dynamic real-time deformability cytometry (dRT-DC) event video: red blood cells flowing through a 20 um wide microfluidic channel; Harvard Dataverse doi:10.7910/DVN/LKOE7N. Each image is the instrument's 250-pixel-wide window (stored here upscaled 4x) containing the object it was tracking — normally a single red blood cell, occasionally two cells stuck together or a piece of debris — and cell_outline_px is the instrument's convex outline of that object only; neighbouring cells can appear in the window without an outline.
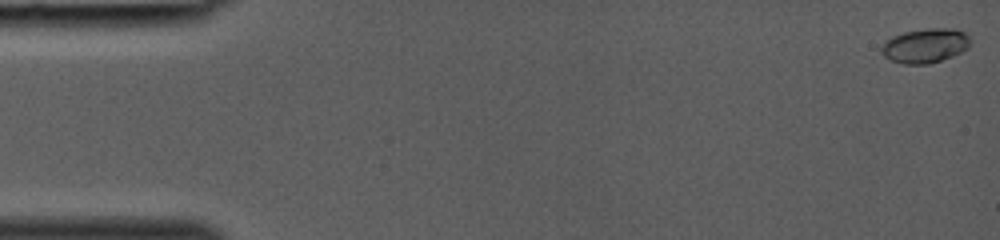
{"species": "common noctule bat (a hibernating species)", "species_latin": "Nyctalus noctula", "temperature_condition": "room temperature", "stored_images_in_passage": 40, "segment_of_instrument_passage": [1, 2], "camera_frame_rate_fps": 3000, "um_per_image_px": 0.085, "animal": {"sex": "female", "body_mass_g": 19.0, "forearm_length_mm": 53.3}, "frame": {"image": 1, "passage_image": 1, "time_ms": 0.0, "image_size_px": [1000, 240], "cell_outline_px": [[972, 40], [968, 48], [952, 56], [928, 64], [904, 64], [888, 60], [880, 52], [880, 48], [892, 36], [904, 32], [932, 28], [952, 28], [964, 32]], "centroid_in_image_um": [78.64, 3.89], "position_along_channel_um": 6.4, "area_um2": 17.8}}
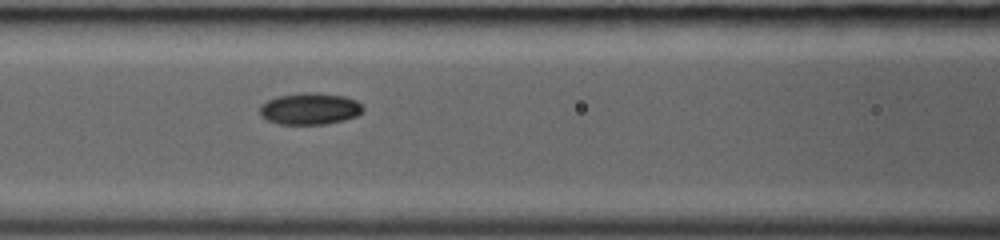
{"frame": {"image": 2, "passage_image": 18, "time_ms": 5.667, "image_size_px": [1000, 240], "cell_outline_px": [[364, 108], [356, 116], [344, 120], [324, 124], [280, 124], [268, 120], [260, 116], [260, 104], [276, 96], [304, 92], [312, 92], [344, 96], [356, 100]], "centroid_in_image_um": [26.3, 9.23], "position_along_channel_um": 140.3, "area_um2": 19.02}}
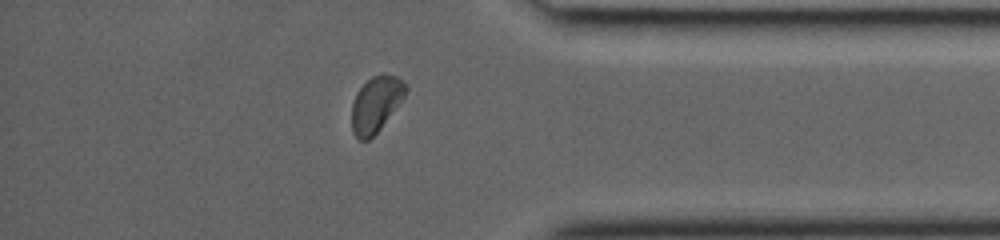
{"frame": {"image": 3, "passage_image": 34, "time_ms": 11.0, "image_size_px": [1000, 240], "cell_outline_px": [[408, 88], [404, 96], [380, 128], [368, 140], [360, 140], [352, 132], [352, 104], [356, 92], [372, 76], [396, 76], [408, 84]], "centroid_in_image_um": [31.94, 8.86], "position_along_channel_um": 403.3, "area_um2": 16.99}}